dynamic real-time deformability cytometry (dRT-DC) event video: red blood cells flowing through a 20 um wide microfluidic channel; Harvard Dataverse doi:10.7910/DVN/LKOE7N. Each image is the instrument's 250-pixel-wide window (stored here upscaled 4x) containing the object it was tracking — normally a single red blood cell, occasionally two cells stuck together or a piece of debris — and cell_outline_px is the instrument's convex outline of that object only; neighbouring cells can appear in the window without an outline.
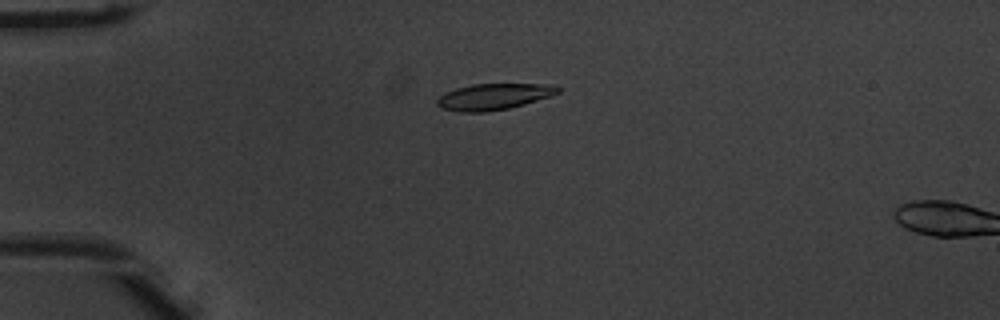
{"species": "common noctule bat (a hibernating species)", "species_latin": "Nyctalus noctula", "temperature_condition": "warm", "stored_images_in_passage": 8, "camera_frame_rate_fps": 3000, "um_per_image_px": 0.085, "animal": {"sex": "male", "body_mass_g": 20.1, "forearm_length_mm": 53.5}, "frame": {"image": 1, "passage_image": 6, "time_ms": 1.667, "image_size_px": [1000, 320], "cell_outline_px": [[560, 92], [552, 96], [524, 104], [508, 108], [484, 112], [460, 112], [440, 108], [436, 104], [436, 100], [444, 92], [456, 88], [472, 84], [556, 84], [560, 88]], "centroid_in_image_um": [41.97, 8.21], "position_along_channel_um": 43.0, "area_um2": 18.61}}